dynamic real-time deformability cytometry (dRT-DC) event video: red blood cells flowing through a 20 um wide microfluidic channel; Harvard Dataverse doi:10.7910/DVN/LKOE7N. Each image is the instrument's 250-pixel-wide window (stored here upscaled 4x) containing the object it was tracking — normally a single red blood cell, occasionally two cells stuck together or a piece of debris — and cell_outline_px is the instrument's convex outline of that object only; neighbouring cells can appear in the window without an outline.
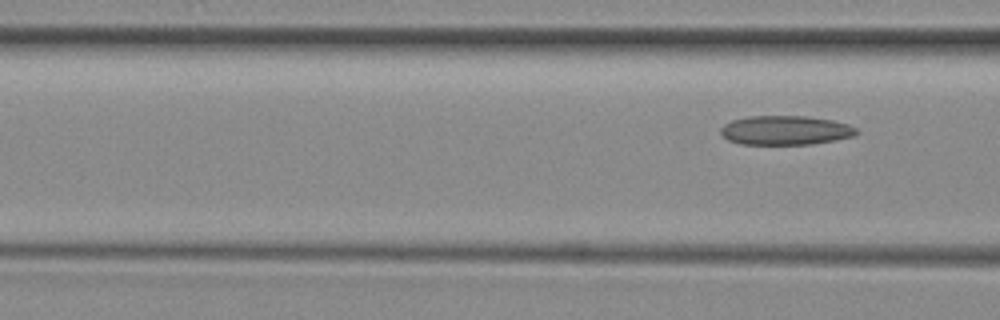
{"species": "common noctule bat (a hibernating species)", "species_latin": "Nyctalus noctula", "temperature_condition": "room temperature", "stored_images_in_passage": 4, "camera_frame_rate_fps": 3000, "um_per_image_px": 0.085, "animal": {"sex": "female", "body_mass_g": 29.2, "forearm_length_mm": 56.3}, "frame": {"image": 1, "passage_image": 4, "time_ms": 5.0, "image_size_px": [1000, 320], "cell_outline_px": [[860, 132], [852, 136], [812, 144], [740, 144], [728, 140], [720, 132], [720, 128], [724, 124], [732, 120], [748, 116], [808, 116], [832, 120], [848, 124], [856, 128]], "centroid_in_image_um": [66.74, 11.07], "position_along_channel_um": 99.9, "area_um2": 23.06}}